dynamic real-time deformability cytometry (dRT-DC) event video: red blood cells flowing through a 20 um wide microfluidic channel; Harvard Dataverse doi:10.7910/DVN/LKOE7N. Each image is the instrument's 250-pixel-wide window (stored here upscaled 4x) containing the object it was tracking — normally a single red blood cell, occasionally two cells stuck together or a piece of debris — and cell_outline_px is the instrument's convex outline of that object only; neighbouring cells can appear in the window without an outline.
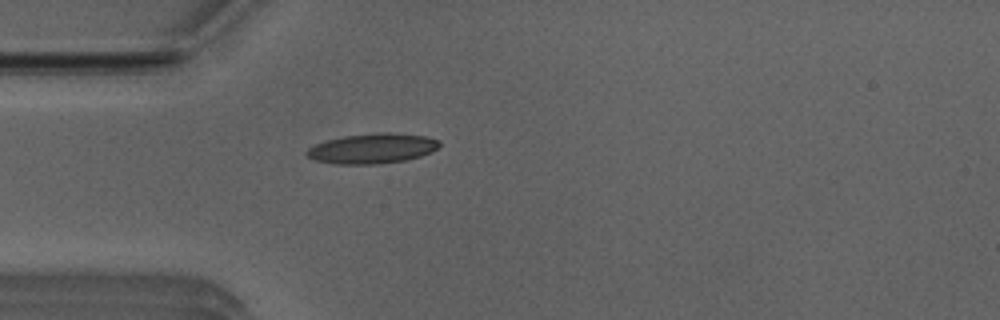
{"species": "Egyptian fruit bat (a non-hibernating species)", "species_latin": "Rousettus aegyptiacus", "temperature_condition": "room temperature", "stored_images_in_passage": 34, "camera_frame_rate_fps": 3000, "um_per_image_px": 0.085, "animal": {"sex": "male"}, "frame": {"image": 1, "passage_image": 1, "time_ms": 0.0, "image_size_px": [1000, 320], "cell_outline_px": [[440, 144], [432, 152], [420, 156], [404, 160], [376, 164], [336, 164], [312, 160], [304, 152], [308, 148], [316, 144], [328, 140], [344, 136], [376, 132], [392, 132], [424, 136], [440, 140]], "centroid_in_image_um": [31.63, 12.62], "position_along_channel_um": 53.4, "area_um2": 23.24}}
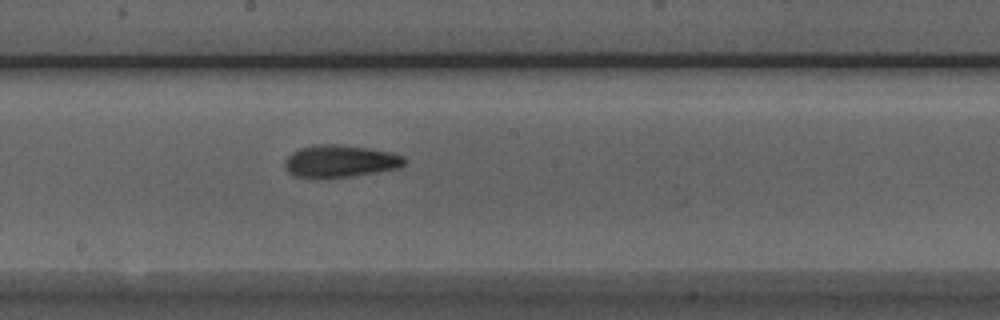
{"frame": {"image": 2, "passage_image": 14, "time_ms": 4.333, "image_size_px": [1000, 320], "cell_outline_px": [[408, 160], [400, 168], [352, 176], [316, 180], [312, 180], [296, 176], [288, 172], [284, 168], [284, 160], [296, 148], [320, 144], [336, 144], [392, 152], [404, 156]], "centroid_in_image_um": [28.86, 13.73], "position_along_channel_um": 219.3, "area_um2": 23.06}}
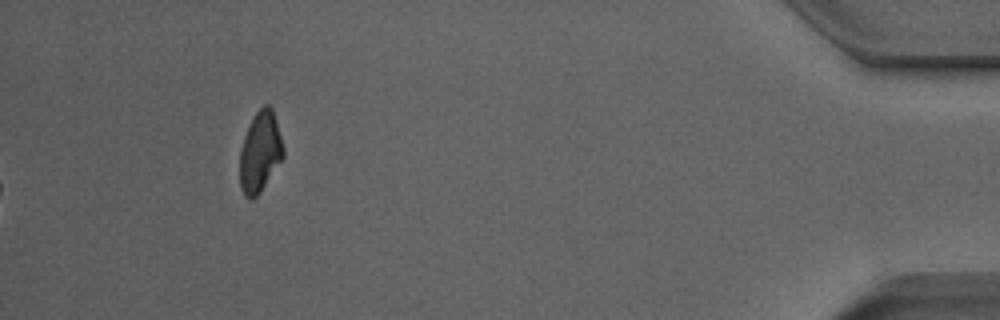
{"frame": {"image": 3, "passage_image": 34, "time_ms": 11.0, "image_size_px": [1000, 320], "cell_outline_px": [[284, 156], [260, 192], [252, 200], [248, 200], [244, 196], [240, 188], [240, 148], [244, 136], [252, 116], [264, 104], [268, 104], [272, 108], [284, 148]], "centroid_in_image_um": [22.09, 12.92], "position_along_channel_um": 413.1, "area_um2": 20.46}, "authors_computed_cell_mechanics": {"area_um2": 21.5883, "velocity_mm_per_s": 3.9633, "shape_relaxation_time_tau1_ms": 8.7625, "shape_relaxation_time_tau2_ms": 3.4986, "deformation_change_tau1": 0.2044, "deformation_change_tau2": 0.1221}}